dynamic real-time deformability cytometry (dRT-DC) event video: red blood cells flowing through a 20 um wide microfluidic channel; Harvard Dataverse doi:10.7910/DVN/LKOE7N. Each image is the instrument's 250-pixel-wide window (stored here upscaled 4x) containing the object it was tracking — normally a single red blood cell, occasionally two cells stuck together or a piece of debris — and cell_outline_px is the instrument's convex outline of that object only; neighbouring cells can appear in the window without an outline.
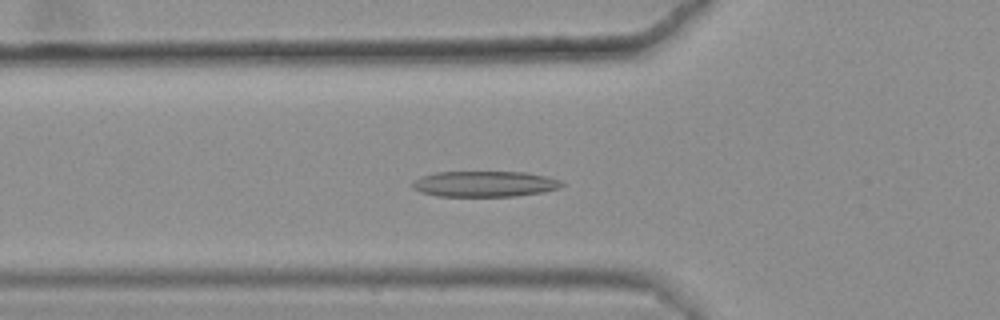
{"species": "common noctule bat (a hibernating species)", "species_latin": "Nyctalus noctula", "temperature_condition": "warm", "stored_images_in_passage": 46, "camera_frame_rate_fps": 3000, "um_per_image_px": 0.085, "animal": {"sex": "female", "body_mass_g": 25.1}, "frame": {"image": 1, "passage_image": 19, "time_ms": 6.0, "image_size_px": [1000, 320], "cell_outline_px": [[564, 184], [560, 188], [540, 192], [516, 196], [436, 196], [420, 192], [412, 188], [412, 180], [420, 176], [436, 172], [528, 172], [560, 180]], "centroid_in_image_um": [41.14, 15.63], "position_along_channel_um": 84.7, "area_um2": 22.48}}
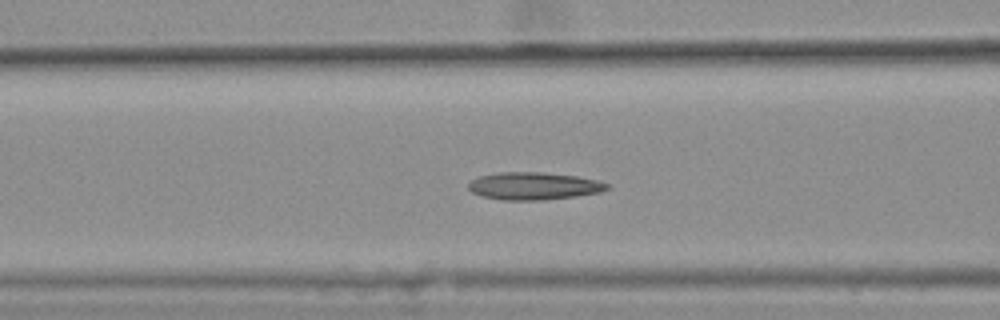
{"frame": {"image": 2, "passage_image": 22, "time_ms": 7.0, "image_size_px": [1000, 320], "cell_outline_px": [[612, 184], [608, 188], [600, 192], [576, 196], [540, 200], [500, 200], [484, 196], [472, 192], [468, 188], [468, 184], [472, 180], [480, 176], [500, 172], [540, 172], [576, 176], [596, 180]], "centroid_in_image_um": [45.38, 15.81], "position_along_channel_um": 121.2, "area_um2": 22.08}}
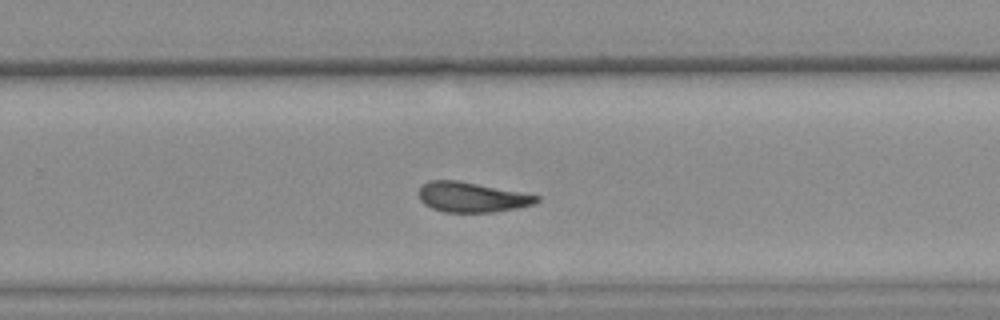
{"frame": {"image": 3, "passage_image": 36, "time_ms": 11.667, "image_size_px": [1000, 320], "cell_outline_px": [[540, 200], [532, 204], [516, 208], [492, 212], [444, 212], [432, 208], [424, 204], [420, 200], [420, 184], [428, 180], [456, 180], [540, 196]], "centroid_in_image_um": [40.05, 16.76], "position_along_channel_um": 289.7, "area_um2": 20.35}, "authors_computed_cell_mechanics": {"area_um2": 21.8773, "velocity_mm_per_s": 3.6186, "shape_relaxation_time_tau1_ms": 10.8099, "shape_relaxation_time_tau2_ms": 4.1723, "deformation_change_tau1": 0.2604, "deformation_change_tau2": 0.1383}}